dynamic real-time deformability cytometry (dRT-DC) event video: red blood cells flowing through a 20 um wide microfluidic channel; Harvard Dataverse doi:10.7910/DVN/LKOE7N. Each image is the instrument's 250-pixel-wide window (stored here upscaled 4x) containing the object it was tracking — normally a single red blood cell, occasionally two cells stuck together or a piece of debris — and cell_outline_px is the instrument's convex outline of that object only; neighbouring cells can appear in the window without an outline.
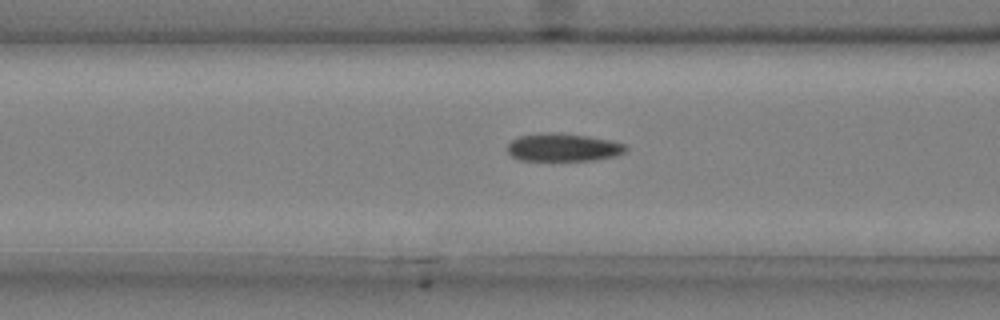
{"species": "common noctule bat (a hibernating species)", "species_latin": "Nyctalus noctula", "temperature_condition": "cold", "stored_images_in_passage": 35, "camera_frame_rate_fps": 3000, "um_per_image_px": 0.085, "animal": {"sex": "male", "body_mass_g": 20.4}, "frame": {"image": 1, "passage_image": 6, "time_ms": 1.667, "image_size_px": [1000, 320], "cell_outline_px": [[628, 148], [624, 152], [616, 156], [596, 160], [520, 160], [512, 156], [508, 152], [508, 144], [512, 140], [520, 136], [552, 132], [588, 136], [612, 140], [624, 144]], "centroid_in_image_um": [47.9, 12.53], "position_along_channel_um": 118.7, "area_um2": 19.13}}
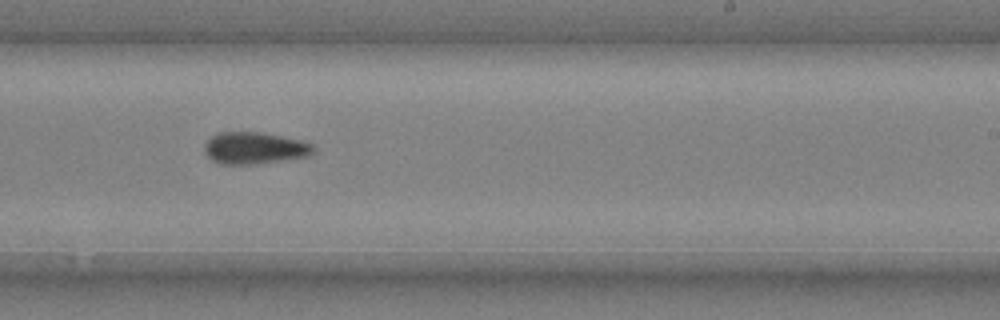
{"frame": {"image": 2, "passage_image": 18, "time_ms": 5.667, "image_size_px": [1000, 320], "cell_outline_px": [[316, 152], [308, 156], [280, 160], [248, 164], [220, 164], [212, 160], [204, 152], [204, 144], [212, 136], [220, 132], [260, 132], [300, 140], [312, 144], [316, 148]], "centroid_in_image_um": [21.63, 12.58], "position_along_channel_um": 267.4, "area_um2": 20.06}}
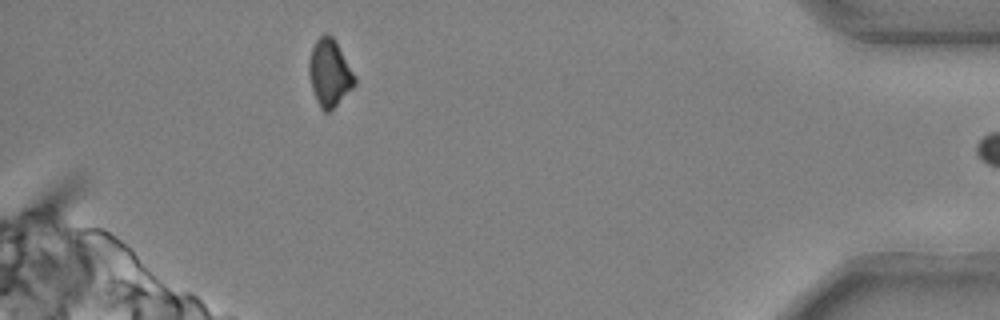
{"frame": {"image": 3, "passage_image": 33, "time_ms": 10.667, "image_size_px": [1000, 320], "cell_outline_px": [[356, 84], [328, 112], [324, 112], [320, 108], [316, 100], [312, 88], [308, 72], [308, 64], [312, 48], [316, 40], [324, 32], [328, 32], [336, 40], [356, 76]], "centroid_in_image_um": [28.01, 6.15], "position_along_channel_um": 407.2, "area_um2": 17.92}, "authors_computed_cell_mechanics": {"area_um2": 19.3052, "velocity_mm_per_s": 3.718, "shape_relaxation_time_tau1_ms": 2.5391, "shape_relaxation_time_tau2_ms": 7.3124, "deformation_change_tau1": 0.1076, "deformation_change_tau2": 0.1481}}